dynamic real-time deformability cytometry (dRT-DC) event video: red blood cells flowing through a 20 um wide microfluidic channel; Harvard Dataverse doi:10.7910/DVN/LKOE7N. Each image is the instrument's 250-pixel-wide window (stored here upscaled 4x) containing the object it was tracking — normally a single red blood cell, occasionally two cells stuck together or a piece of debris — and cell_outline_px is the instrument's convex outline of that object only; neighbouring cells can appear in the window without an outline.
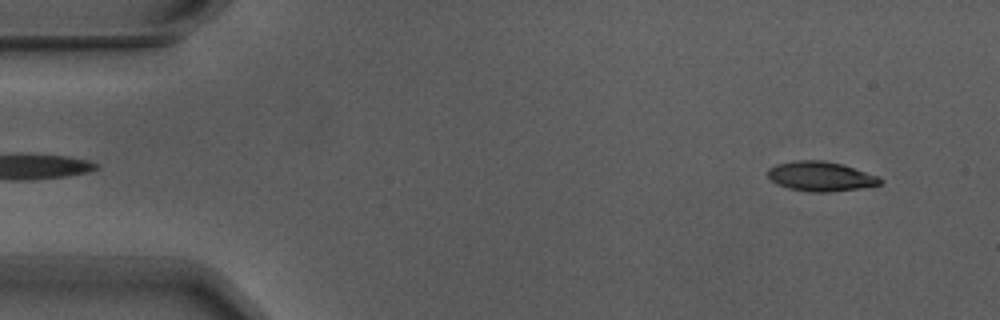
{"species": "Egyptian fruit bat (a non-hibernating species)", "species_latin": "Rousettus aegyptiacus", "temperature_condition": "warm", "stored_images_in_passage": 5, "segment_of_instrument_passage": [1, 2], "camera_frame_rate_fps": 3000, "um_per_image_px": 0.085, "animal": {"sex": "male"}, "frame": {"image": 1, "passage_image": 1, "time_ms": 0.0, "image_size_px": [1000, 320], "cell_outline_px": [[884, 180], [880, 184], [860, 188], [828, 192], [812, 192], [788, 188], [776, 184], [768, 176], [768, 168], [776, 164], [796, 160], [820, 160], [840, 164], [880, 176]], "centroid_in_image_um": [69.75, 14.99], "position_along_channel_um": 15.2, "area_um2": 19.31}}